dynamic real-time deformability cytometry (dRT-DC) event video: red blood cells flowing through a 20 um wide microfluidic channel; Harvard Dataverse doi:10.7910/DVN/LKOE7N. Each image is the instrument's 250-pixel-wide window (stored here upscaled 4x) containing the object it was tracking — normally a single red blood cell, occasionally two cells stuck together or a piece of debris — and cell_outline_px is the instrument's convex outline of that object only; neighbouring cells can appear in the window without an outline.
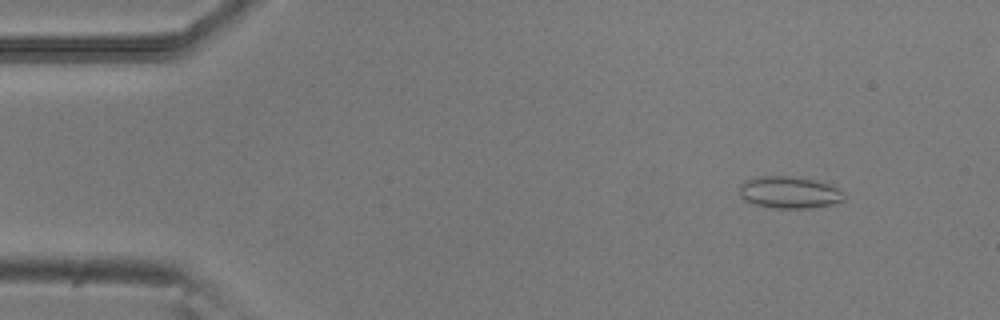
{"species": "common noctule bat (a hibernating species)", "species_latin": "Nyctalus noctula", "temperature_condition": "room temperature", "stored_images_in_passage": 5, "camera_frame_rate_fps": 3000, "um_per_image_px": 0.085, "animal": {"sex": "male", "body_mass_g": 20.5, "forearm_length_mm": 52.5}, "frame": {"image": 1, "passage_image": 1, "time_ms": 0.0, "image_size_px": [1000, 320], "cell_outline_px": [[844, 200], [832, 204], [808, 208], [776, 208], [752, 204], [744, 200], [740, 196], [740, 184], [744, 180], [760, 176], [796, 176], [816, 180], [828, 184], [844, 192]], "centroid_in_image_um": [67.06, 16.34], "position_along_channel_um": 17.9, "area_um2": 19.59}}
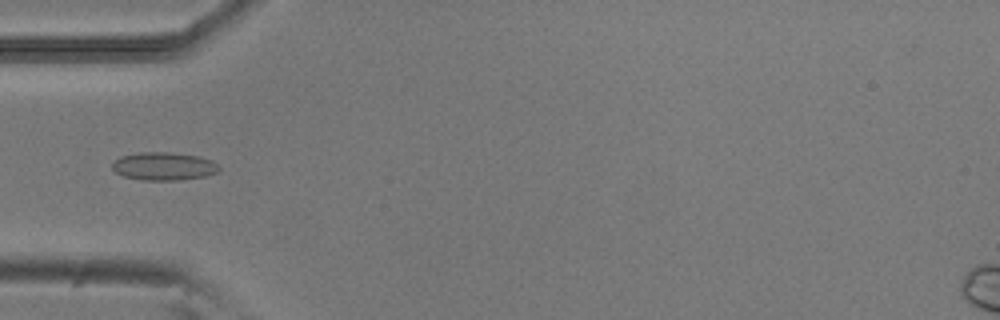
{"frame": {"image": 2, "passage_image": 4, "time_ms": 1.0, "image_size_px": [1000, 320], "cell_outline_px": [[220, 168], [216, 172], [204, 176], [176, 180], [140, 180], [124, 176], [116, 172], [112, 168], [112, 164], [120, 156], [140, 152], [172, 152], [196, 156], [212, 160]], "centroid_in_image_um": [13.89, 14.12], "position_along_channel_um": 71.1, "area_um2": 17.28}}
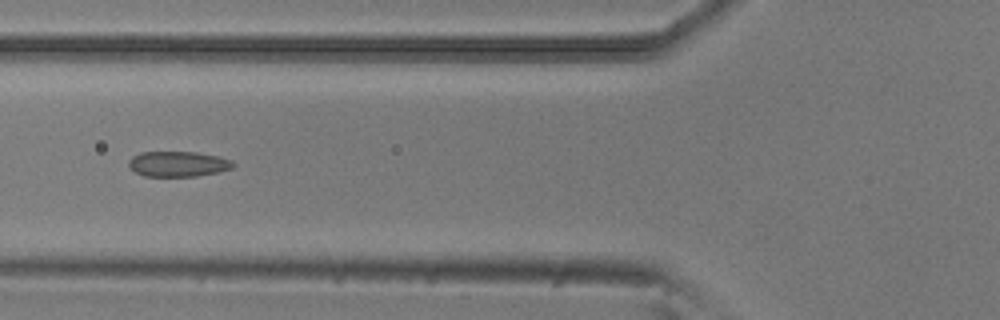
{"frame": {"image": 3, "passage_image": 5, "time_ms": 1.333, "image_size_px": [1000, 320], "cell_outline_px": [[236, 164], [232, 168], [216, 172], [196, 176], [144, 176], [136, 172], [128, 164], [128, 160], [132, 156], [140, 152], [196, 152], [216, 156], [232, 160]], "centroid_in_image_um": [15.12, 13.93], "position_along_channel_um": 110.7, "area_um2": 15.32}}